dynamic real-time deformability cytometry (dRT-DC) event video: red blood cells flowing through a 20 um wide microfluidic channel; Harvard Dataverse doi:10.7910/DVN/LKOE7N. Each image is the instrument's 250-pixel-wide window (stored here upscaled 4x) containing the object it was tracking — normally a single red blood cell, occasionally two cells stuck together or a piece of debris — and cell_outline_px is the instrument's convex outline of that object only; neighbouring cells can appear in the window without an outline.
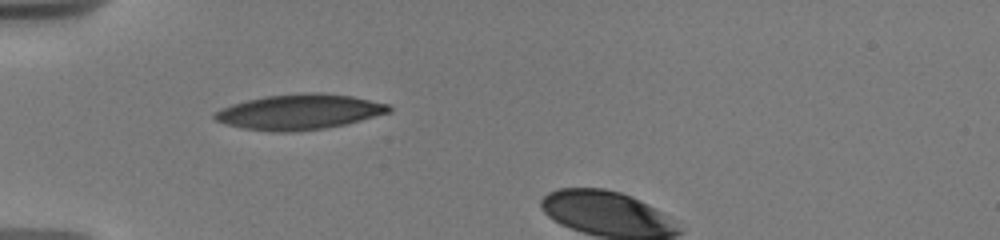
{"species": "human", "species_latin": "Homo sapiens", "temperature_condition": "warm", "stored_images_in_passage": 4, "camera_frame_rate_fps": 3000, "um_per_image_px": 0.085, "donor": {"sex": "male"}, "frame": {"image": 1, "passage_image": 1, "time_ms": 0.0, "image_size_px": [1000, 240], "cell_outline_px": [[392, 112], [344, 124], [324, 128], [296, 132], [268, 132], [240, 128], [224, 124], [216, 120], [212, 116], [212, 112], [220, 108], [232, 104], [264, 96], [300, 92], [320, 92], [352, 96], [388, 104], [392, 108]], "centroid_in_image_um": [25.39, 9.51], "position_along_channel_um": 59.6, "area_um2": 36.24}}